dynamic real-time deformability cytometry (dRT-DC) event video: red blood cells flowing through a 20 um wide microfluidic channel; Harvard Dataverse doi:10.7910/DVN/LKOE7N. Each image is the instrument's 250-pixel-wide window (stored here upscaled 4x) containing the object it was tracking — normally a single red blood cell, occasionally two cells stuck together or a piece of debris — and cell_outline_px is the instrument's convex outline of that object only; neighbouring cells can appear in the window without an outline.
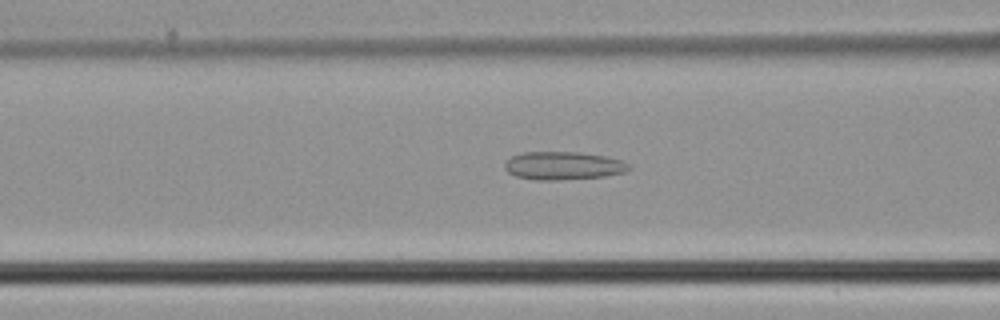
{"species": "common noctule bat (a hibernating species)", "species_latin": "Nyctalus noctula", "temperature_condition": "cold", "stored_images_in_passage": 25, "camera_frame_rate_fps": 3000, "um_per_image_px": 0.085, "animal": {"sex": "male", "body_mass_g": 21.5, "forearm_length_mm": 52.0}, "frame": {"image": 1, "passage_image": 5, "time_ms": 1.333, "image_size_px": [1000, 320], "cell_outline_px": [[632, 168], [624, 172], [604, 176], [556, 180], [536, 180], [516, 176], [508, 172], [504, 168], [504, 164], [512, 156], [520, 152], [576, 152], [604, 156], [620, 160], [628, 164]], "centroid_in_image_um": [47.84, 14.08], "position_along_channel_um": 118.8, "area_um2": 20.17}}
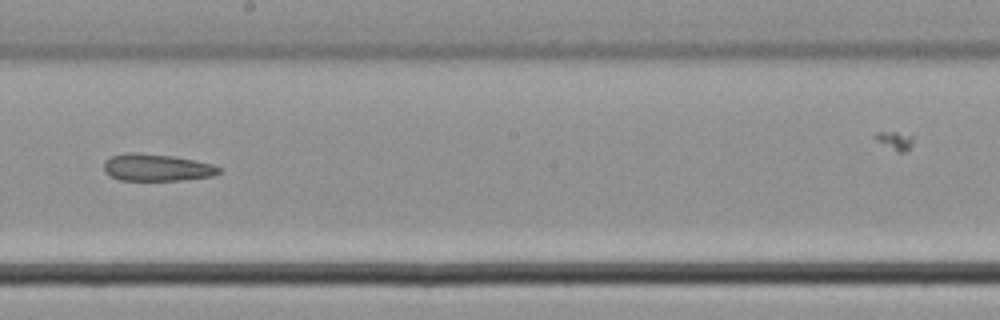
{"frame": {"image": 2, "passage_image": 13, "time_ms": 4.0, "image_size_px": [1000, 320], "cell_outline_px": [[220, 172], [212, 176], [180, 180], [120, 180], [108, 176], [104, 172], [104, 160], [112, 156], [128, 152], [136, 152], [172, 156], [212, 164], [220, 168]], "centroid_in_image_um": [13.26, 14.24], "position_along_channel_um": 234.9, "area_um2": 18.09}}
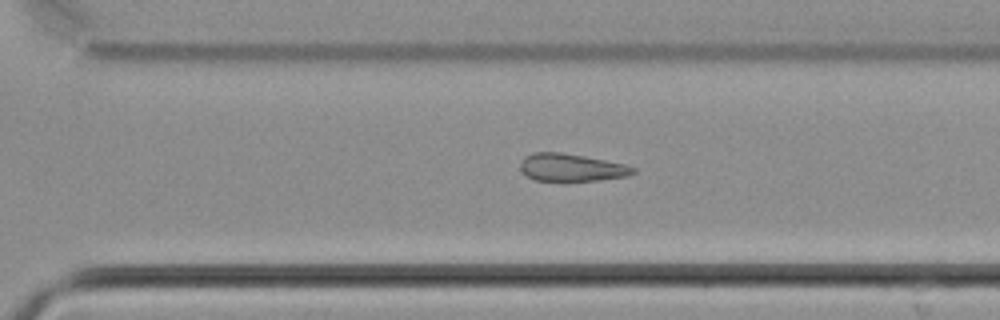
{"frame": {"image": 3, "passage_image": 19, "time_ms": 6.0, "image_size_px": [1000, 320], "cell_outline_px": [[636, 172], [628, 176], [596, 180], [536, 180], [528, 176], [520, 168], [520, 160], [524, 156], [532, 152], [560, 152], [584, 156], [624, 164], [636, 168]], "centroid_in_image_um": [48.55, 14.22], "position_along_channel_um": 322.0, "area_um2": 17.92}}